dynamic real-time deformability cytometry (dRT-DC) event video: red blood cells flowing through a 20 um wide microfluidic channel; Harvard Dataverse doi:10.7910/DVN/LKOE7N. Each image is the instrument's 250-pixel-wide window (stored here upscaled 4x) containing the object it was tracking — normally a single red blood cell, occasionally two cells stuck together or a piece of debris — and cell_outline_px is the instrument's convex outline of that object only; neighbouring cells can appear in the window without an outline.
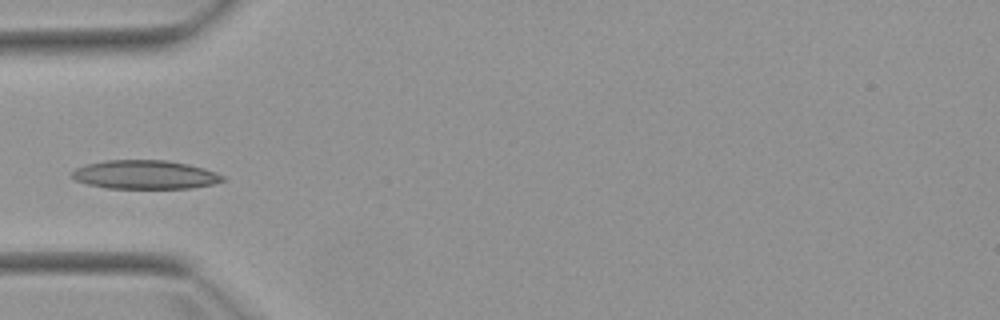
{"species": "Egyptian fruit bat (a non-hibernating species)", "species_latin": "Rousettus aegyptiacus", "temperature_condition": "warm", "stored_images_in_passage": 3, "camera_frame_rate_fps": 3000, "um_per_image_px": 0.085, "animal": {"sex": "female"}, "frame": {"image": 1, "passage_image": 3, "time_ms": 2.333, "image_size_px": [1000, 320], "cell_outline_px": [[224, 180], [212, 184], [192, 188], [104, 188], [88, 184], [76, 180], [72, 176], [72, 172], [76, 168], [88, 164], [104, 160], [164, 160], [188, 164], [204, 168], [216, 172], [224, 176]], "centroid_in_image_um": [12.33, 14.84], "position_along_channel_um": 72.7, "area_um2": 25.14}}